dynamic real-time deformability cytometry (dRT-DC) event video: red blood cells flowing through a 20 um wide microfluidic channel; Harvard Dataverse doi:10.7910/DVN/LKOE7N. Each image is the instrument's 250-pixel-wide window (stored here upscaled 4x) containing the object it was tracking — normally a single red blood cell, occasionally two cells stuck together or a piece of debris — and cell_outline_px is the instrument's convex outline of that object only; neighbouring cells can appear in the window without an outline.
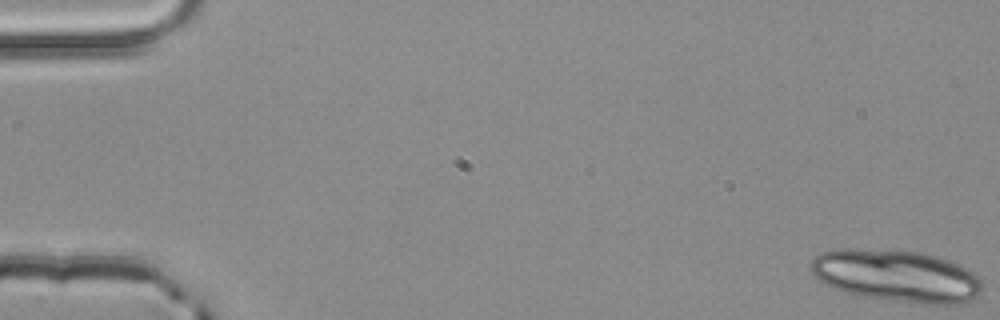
{"species": "common noctule bat (a hibernating species)", "species_latin": "Nyctalus noctula", "temperature_condition": "room temperature", "stored_images_in_passage": 4, "camera_frame_rate_fps": 3000, "um_per_image_px": 0.085, "animal": {"sex": "male", "body_mass_g": 20.4}, "frame": {"image": 1, "passage_image": 1, "time_ms": 0.0, "image_size_px": [1000, 320], "cell_outline_px": [[984, 284], [980, 292], [976, 296], [968, 300], [956, 304], [920, 304], [864, 296], [848, 292], [836, 288], [820, 280], [812, 272], [812, 260], [820, 252], [836, 248], [900, 248], [924, 252], [948, 260], [972, 272]], "centroid_in_image_um": [76.21, 23.4], "position_along_channel_um": 8.8, "area_um2": 52.25}}